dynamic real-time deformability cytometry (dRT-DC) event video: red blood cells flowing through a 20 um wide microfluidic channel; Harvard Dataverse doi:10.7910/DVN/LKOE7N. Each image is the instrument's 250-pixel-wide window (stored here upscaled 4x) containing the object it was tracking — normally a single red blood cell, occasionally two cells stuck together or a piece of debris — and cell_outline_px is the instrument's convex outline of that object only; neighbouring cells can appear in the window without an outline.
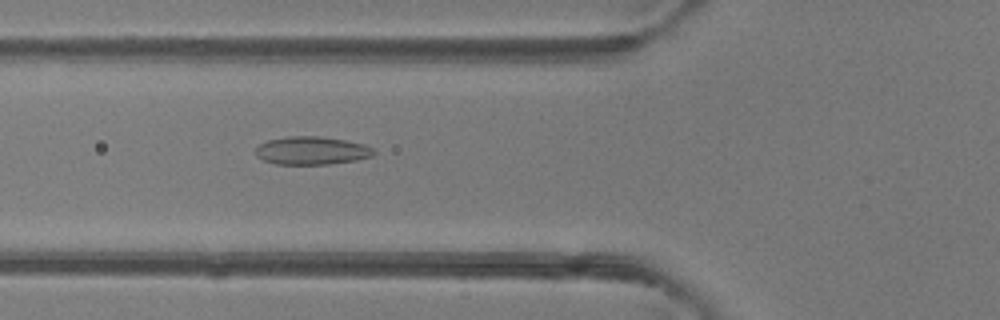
{"species": "common noctule bat (a hibernating species)", "species_latin": "Nyctalus noctula", "temperature_condition": "room temperature", "stored_images_in_passage": 50, "camera_frame_rate_fps": 3000, "um_per_image_px": 0.085, "animal": {"sex": "female"}, "frame": {"image": 1, "passage_image": 19, "time_ms": 6.0, "image_size_px": [1000, 320], "cell_outline_px": [[376, 152], [372, 156], [356, 160], [328, 164], [276, 164], [264, 160], [256, 156], [256, 148], [260, 144], [268, 140], [288, 136], [320, 136], [344, 140], [364, 144], [372, 148]], "centroid_in_image_um": [26.49, 12.8], "position_along_channel_um": 99.3, "area_um2": 19.25}}
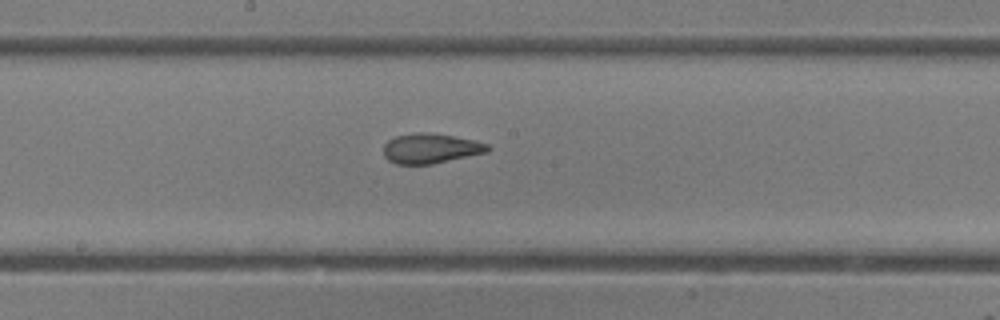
{"frame": {"image": 2, "passage_image": 27, "time_ms": 8.667, "image_size_px": [1000, 320], "cell_outline_px": [[492, 148], [488, 152], [432, 164], [396, 164], [388, 160], [384, 156], [384, 144], [388, 140], [396, 136], [412, 132], [424, 132], [452, 136], [472, 140], [488, 144]], "centroid_in_image_um": [36.59, 12.62], "position_along_channel_um": 211.6, "area_um2": 18.15}}
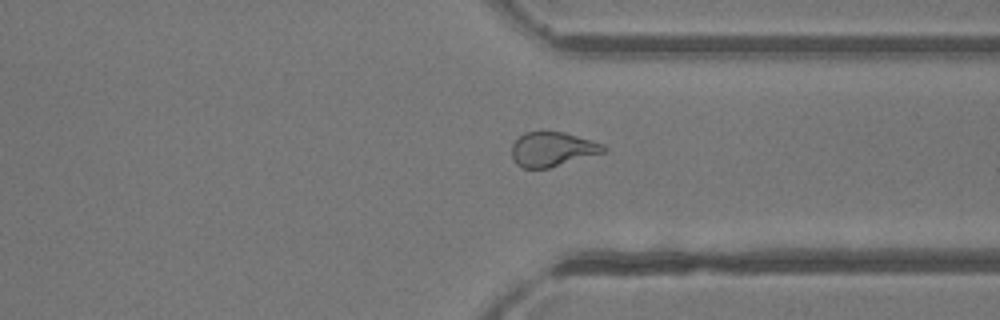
{"frame": {"image": 3, "passage_image": 38, "time_ms": 12.333, "image_size_px": [1000, 320], "cell_outline_px": [[608, 152], [548, 168], [524, 168], [516, 164], [512, 156], [512, 144], [524, 132], [564, 132], [592, 140], [604, 144], [608, 148]], "centroid_in_image_um": [47.01, 12.69], "position_along_channel_um": 364.4, "area_um2": 18.55}, "authors_computed_cell_mechanics": {"area_um2": 19.9988, "velocity_mm_per_s": 4.183, "shape_relaxation_time_tau1_ms": null, "shape_relaxation_time_tau2_ms": 0.9854, "deformation_change_tau1": null, "deformation_change_tau2": 0.0715}}